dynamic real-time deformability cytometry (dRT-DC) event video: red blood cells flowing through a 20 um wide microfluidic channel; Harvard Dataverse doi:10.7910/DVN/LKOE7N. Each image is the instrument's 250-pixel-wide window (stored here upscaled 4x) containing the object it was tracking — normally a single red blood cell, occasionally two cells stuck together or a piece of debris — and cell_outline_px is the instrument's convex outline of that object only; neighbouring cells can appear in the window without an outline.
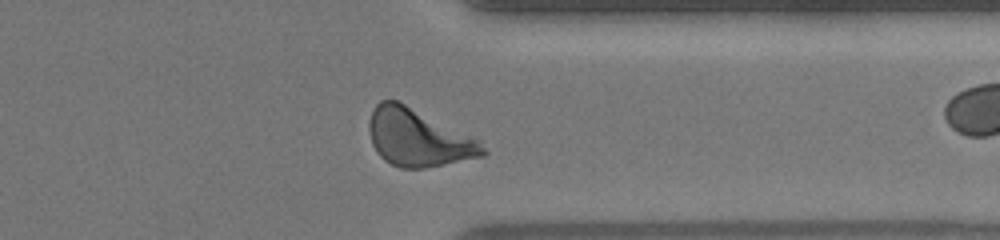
{"species": "human", "species_latin": "Homo sapiens", "temperature_condition": "warm", "stored_images_in_passage": 34, "camera_frame_rate_fps": 3000, "um_per_image_px": 0.085, "donor": {"sex": "female"}, "frame": {"image": 1, "passage_image": 28, "time_ms": 7.0, "image_size_px": [1000, 240], "cell_outline_px": [[488, 152], [484, 156], [424, 168], [400, 168], [384, 160], [376, 152], [372, 144], [368, 128], [368, 124], [372, 112], [376, 104], [380, 100], [396, 100], [480, 140]], "centroid_in_image_um": [35.53, 11.72], "position_along_channel_um": 375.9, "area_um2": 37.69}, "authors_computed_cell_mechanics": {"area_um2": 36.0672, "velocity_mm_per_s": 4.0067, "shape_relaxation_time_tau1_ms": 2.7908, "shape_relaxation_time_tau2_ms": null, "deformation_change_tau1": 0.1246, "deformation_change_tau2": null}}